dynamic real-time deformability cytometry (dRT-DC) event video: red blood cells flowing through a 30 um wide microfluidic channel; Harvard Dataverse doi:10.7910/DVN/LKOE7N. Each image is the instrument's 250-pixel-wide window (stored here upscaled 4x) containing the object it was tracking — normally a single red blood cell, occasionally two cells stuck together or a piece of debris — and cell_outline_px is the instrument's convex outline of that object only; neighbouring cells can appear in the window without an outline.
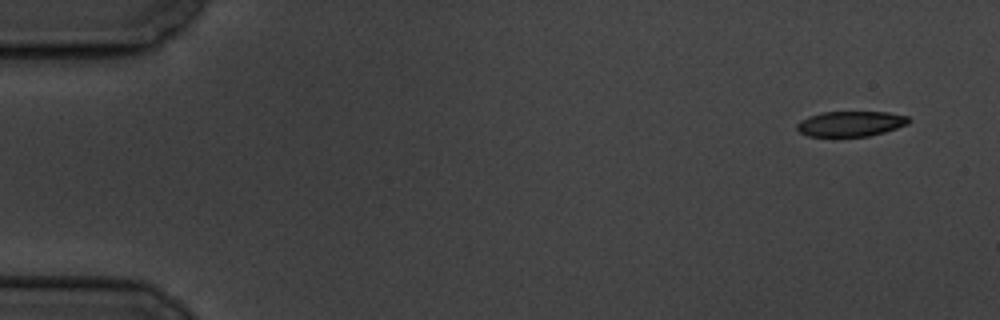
{"species": "common noctule bat (a hibernating species)", "species_latin": "Nyctalus noctula", "temperature_condition": "cold", "stored_images_in_passage": 10, "camera_frame_rate_fps": 3000, "um_per_image_px": 0.085, "animal": {"sex": "male", "body_mass_g": 19.5, "forearm_length_mm": 54.6}, "frame": {"image": 1, "passage_image": 1, "time_ms": 0.0, "image_size_px": [1000, 320], "cell_outline_px": [[912, 120], [908, 124], [884, 132], [868, 136], [832, 140], [808, 136], [800, 132], [796, 128], [796, 124], [800, 120], [808, 116], [824, 112], [888, 112], [908, 116]], "centroid_in_image_um": [72.25, 10.57], "position_along_channel_um": 12.8, "area_um2": 17.34}}
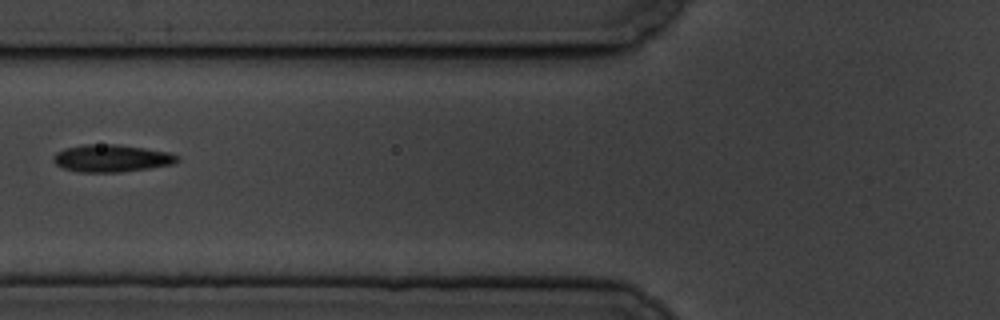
{"frame": {"image": 2, "passage_image": 6, "time_ms": 6.667, "image_size_px": [1000, 320], "cell_outline_px": [[180, 160], [176, 164], [120, 172], [80, 172], [64, 168], [56, 164], [52, 160], [52, 156], [56, 152], [64, 148], [84, 144], [120, 144], [168, 152], [180, 156]], "centroid_in_image_um": [9.49, 13.44], "position_along_channel_um": 116.3, "area_um2": 19.94}}
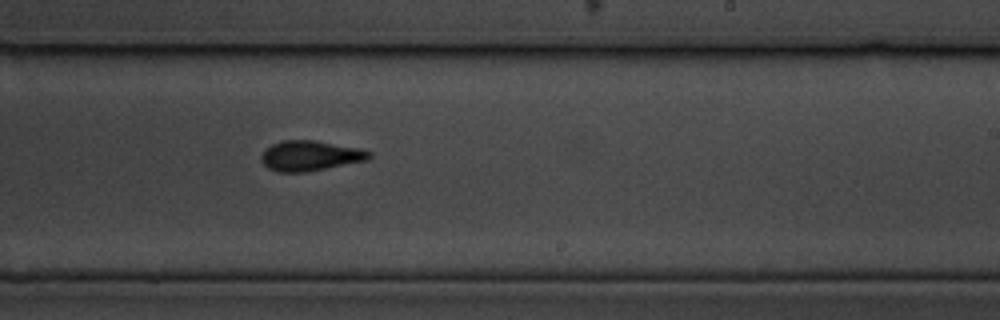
{"frame": {"image": 3, "passage_image": 10, "time_ms": 11.0, "image_size_px": [1000, 320], "cell_outline_px": [[372, 156], [368, 160], [304, 172], [276, 172], [268, 168], [260, 160], [260, 156], [264, 148], [280, 140], [316, 140], [360, 148], [372, 152]], "centroid_in_image_um": [26.34, 13.22], "position_along_channel_um": 262.7, "area_um2": 19.19}}